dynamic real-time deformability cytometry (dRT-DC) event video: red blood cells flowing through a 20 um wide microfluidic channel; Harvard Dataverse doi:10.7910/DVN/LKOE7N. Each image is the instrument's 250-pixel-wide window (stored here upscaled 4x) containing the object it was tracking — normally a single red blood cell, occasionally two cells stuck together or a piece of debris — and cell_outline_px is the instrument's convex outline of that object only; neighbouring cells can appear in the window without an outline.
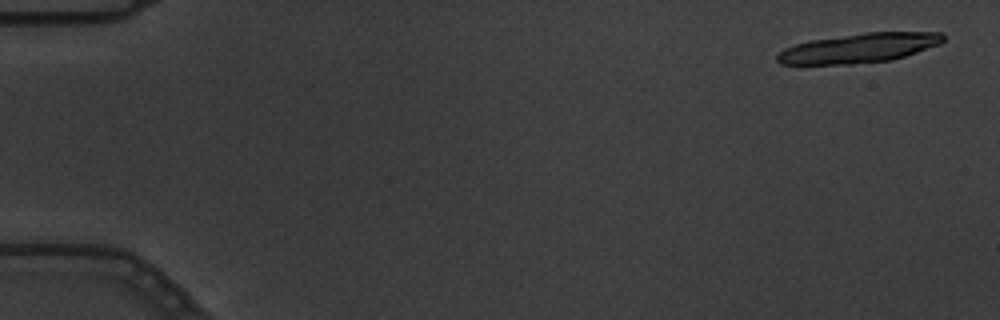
{"species": "common noctule bat (a hibernating species)", "species_latin": "Nyctalus noctula", "temperature_condition": "warm", "stored_images_in_passage": 4, "camera_frame_rate_fps": 3000, "um_per_image_px": 0.085, "animal": {"sex": "male", "body_mass_g": 19.5, "forearm_length_mm": 54.6}, "frame": {"image": 1, "passage_image": 1, "time_ms": 0.0, "image_size_px": [1000, 320], "cell_outline_px": [[944, 40], [940, 44], [892, 60], [852, 64], [780, 64], [776, 60], [776, 56], [784, 48], [796, 44], [812, 40], [868, 32], [940, 32], [944, 36]], "centroid_in_image_um": [73.02, 4.09], "position_along_channel_um": 12.0, "area_um2": 28.21}}